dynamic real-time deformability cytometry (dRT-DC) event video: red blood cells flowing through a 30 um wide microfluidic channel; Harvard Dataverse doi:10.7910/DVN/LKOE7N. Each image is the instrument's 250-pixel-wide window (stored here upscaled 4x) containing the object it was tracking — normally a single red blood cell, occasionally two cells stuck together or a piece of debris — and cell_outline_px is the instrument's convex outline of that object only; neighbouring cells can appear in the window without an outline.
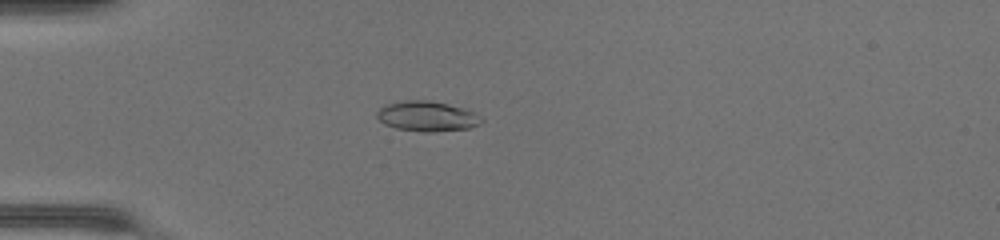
{"species": "common noctule bat (a hibernating species)", "species_latin": "Nyctalus noctula", "temperature_condition": "warm", "stored_images_in_passage": 38, "camera_frame_rate_fps": 3000, "um_per_image_px": 0.085, "animal": {"sex": "female", "body_mass_g": 17.0, "forearm_length_mm": 48.0}, "frame": {"image": 1, "passage_image": 4, "time_ms": 1.0, "image_size_px": [1000, 240], "cell_outline_px": [[484, 120], [480, 124], [468, 128], [432, 132], [424, 132], [396, 128], [384, 124], [376, 116], [376, 112], [380, 108], [388, 104], [404, 100], [428, 100], [448, 104], [472, 112]], "centroid_in_image_um": [36.26, 9.89], "position_along_channel_um": 48.7, "area_um2": 18.09}}
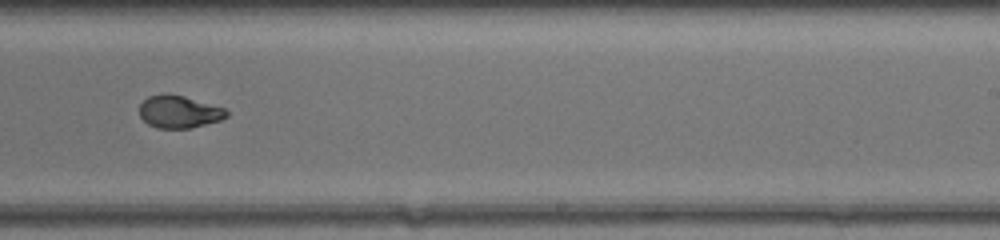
{"frame": {"image": 2, "passage_image": 21, "time_ms": 6.667, "image_size_px": [1000, 240], "cell_outline_px": [[228, 116], [220, 120], [192, 128], [156, 128], [148, 124], [140, 116], [140, 104], [148, 96], [164, 92], [168, 92], [184, 96], [224, 108], [228, 112]], "centroid_in_image_um": [15.2, 9.49], "position_along_channel_um": 273.8, "area_um2": 16.59}}
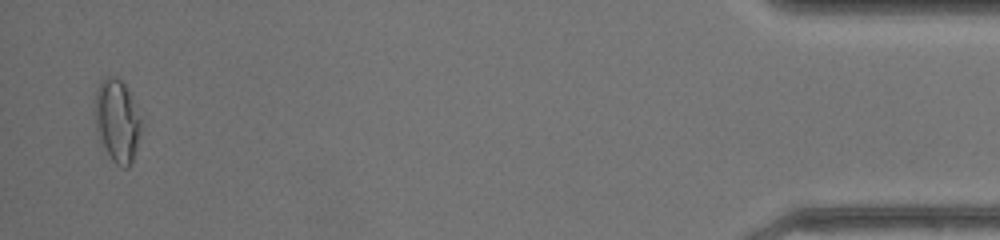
{"frame": {"image": 3, "passage_image": 37, "time_ms": 12.0, "image_size_px": [1000, 240], "cell_outline_px": [[140, 132], [132, 164], [128, 168], [124, 168], [116, 164], [112, 160], [104, 148], [100, 140], [96, 124], [96, 88], [100, 80], [104, 76], [116, 76], [124, 84], [128, 92], [140, 120]], "centroid_in_image_um": [9.94, 10.28], "position_along_channel_um": 425.3, "area_um2": 21.73}, "authors_computed_cell_mechanics": {"area_um2": 17.3978, "velocity_mm_per_s": 4.3568, "shape_relaxation_time_tau1_ms": 4.4587, "shape_relaxation_time_tau2_ms": 0.8926, "deformation_change_tau1": 0.2197, "deformation_change_tau2": 0.0506}}